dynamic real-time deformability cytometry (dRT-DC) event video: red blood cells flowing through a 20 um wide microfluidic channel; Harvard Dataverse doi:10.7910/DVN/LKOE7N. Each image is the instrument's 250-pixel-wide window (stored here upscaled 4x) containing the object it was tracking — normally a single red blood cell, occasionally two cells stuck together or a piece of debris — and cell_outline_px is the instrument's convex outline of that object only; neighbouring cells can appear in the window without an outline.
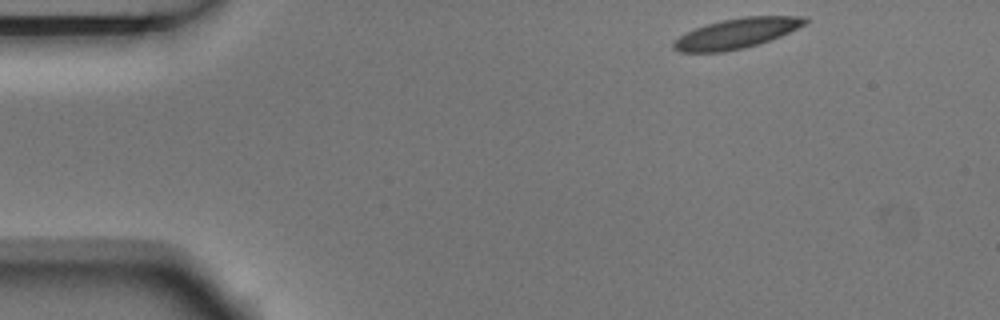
{"species": "Egyptian fruit bat (a non-hibernating species)", "species_latin": "Rousettus aegyptiacus", "temperature_condition": "room temperature", "stored_images_in_passage": 5, "camera_frame_rate_fps": 3000, "um_per_image_px": 0.085, "animal": {"sex": "male"}, "frame": {"image": 1, "passage_image": 1, "time_ms": 0.0, "image_size_px": [1000, 320], "cell_outline_px": [[808, 20], [804, 24], [780, 36], [744, 48], [724, 52], [680, 52], [672, 48], [672, 44], [680, 36], [696, 28], [720, 20], [744, 16], [808, 16]], "centroid_in_image_um": [62.6, 2.83], "position_along_channel_um": 22.4, "area_um2": 22.72}}
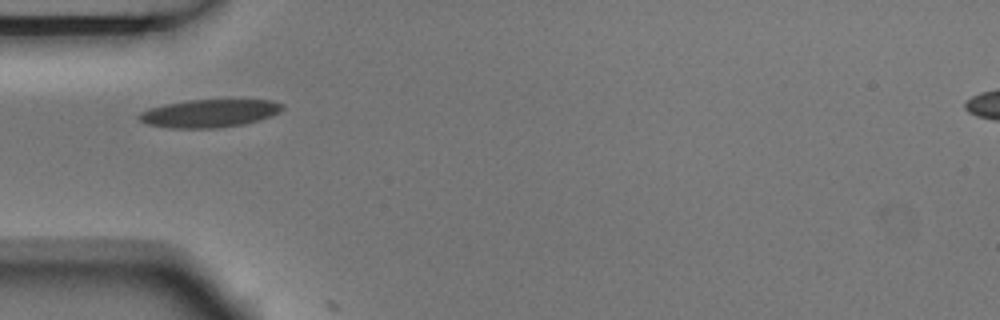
{"frame": {"image": 2, "passage_image": 4, "time_ms": 1.0, "image_size_px": [1000, 320], "cell_outline_px": [[284, 108], [280, 112], [272, 116], [260, 120], [244, 124], [216, 128], [168, 128], [148, 124], [140, 120], [136, 116], [140, 112], [148, 108], [164, 104], [188, 100], [272, 100], [284, 104]], "centroid_in_image_um": [17.8, 9.63], "position_along_channel_um": 67.2, "area_um2": 23.52}}